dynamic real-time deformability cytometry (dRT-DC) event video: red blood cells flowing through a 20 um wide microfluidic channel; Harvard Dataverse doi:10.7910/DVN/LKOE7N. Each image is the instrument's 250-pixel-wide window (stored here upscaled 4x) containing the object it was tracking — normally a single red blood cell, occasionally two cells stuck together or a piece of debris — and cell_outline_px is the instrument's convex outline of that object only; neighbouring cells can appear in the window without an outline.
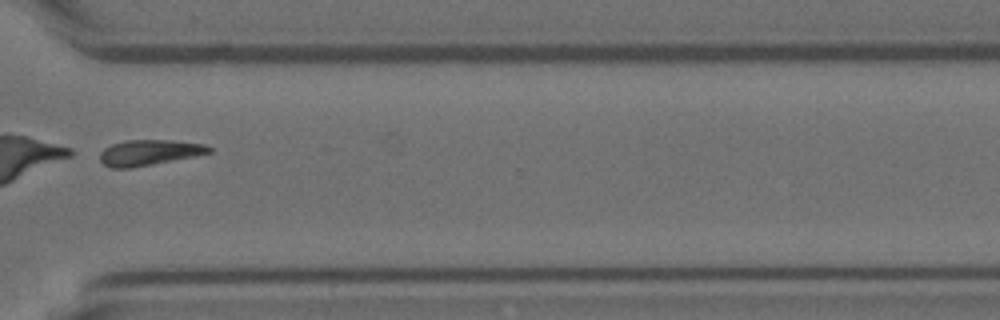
{"species": "Egyptian fruit bat (a non-hibernating species)", "species_latin": "Rousettus aegyptiacus", "temperature_condition": "room temperature", "stored_images_in_passage": 32, "segment_of_instrument_passage": [2, 2], "camera_frame_rate_fps": 3000, "um_per_image_px": 0.085, "animal": {"sex": "female"}, "frame": {"image": 1, "passage_image": 23, "time_ms": 7.333, "image_size_px": [1000, 320], "cell_outline_px": [[212, 152], [192, 156], [128, 168], [112, 168], [104, 164], [100, 160], [100, 152], [104, 148], [112, 144], [124, 140], [172, 140], [204, 144], [212, 148]], "centroid_in_image_um": [12.64, 12.95], "position_along_channel_um": 358.0, "area_um2": 15.95}}